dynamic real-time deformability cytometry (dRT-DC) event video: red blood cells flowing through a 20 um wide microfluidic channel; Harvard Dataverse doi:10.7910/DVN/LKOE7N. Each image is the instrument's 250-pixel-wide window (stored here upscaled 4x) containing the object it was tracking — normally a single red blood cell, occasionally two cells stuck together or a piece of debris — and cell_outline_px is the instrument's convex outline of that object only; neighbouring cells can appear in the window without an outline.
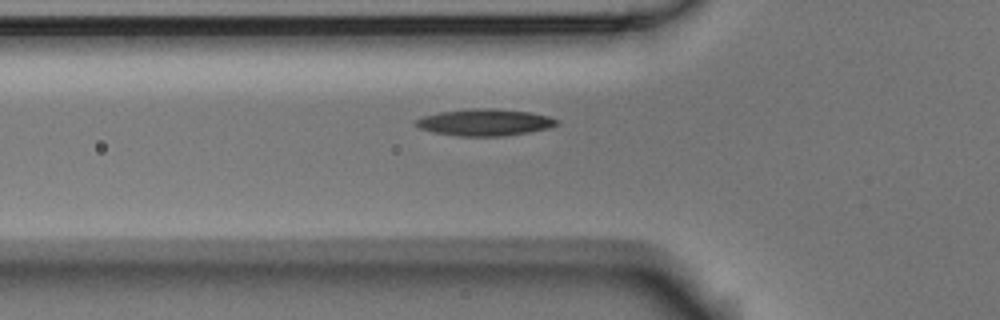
{"species": "Egyptian fruit bat (a non-hibernating species)", "species_latin": "Rousettus aegyptiacus", "temperature_condition": "room temperature", "stored_images_in_passage": 2, "camera_frame_rate_fps": 3000, "um_per_image_px": 0.085, "animal": {"sex": "male"}, "frame": {"image": 1, "passage_image": 2, "time_ms": 0.333, "image_size_px": [1000, 320], "cell_outline_px": [[560, 120], [556, 124], [548, 128], [528, 132], [504, 136], [456, 136], [436, 132], [420, 128], [412, 124], [416, 120], [424, 116], [440, 112], [472, 108], [492, 108], [528, 112], [548, 116]], "centroid_in_image_um": [41.19, 10.4], "position_along_channel_um": 84.6, "area_um2": 21.79}}